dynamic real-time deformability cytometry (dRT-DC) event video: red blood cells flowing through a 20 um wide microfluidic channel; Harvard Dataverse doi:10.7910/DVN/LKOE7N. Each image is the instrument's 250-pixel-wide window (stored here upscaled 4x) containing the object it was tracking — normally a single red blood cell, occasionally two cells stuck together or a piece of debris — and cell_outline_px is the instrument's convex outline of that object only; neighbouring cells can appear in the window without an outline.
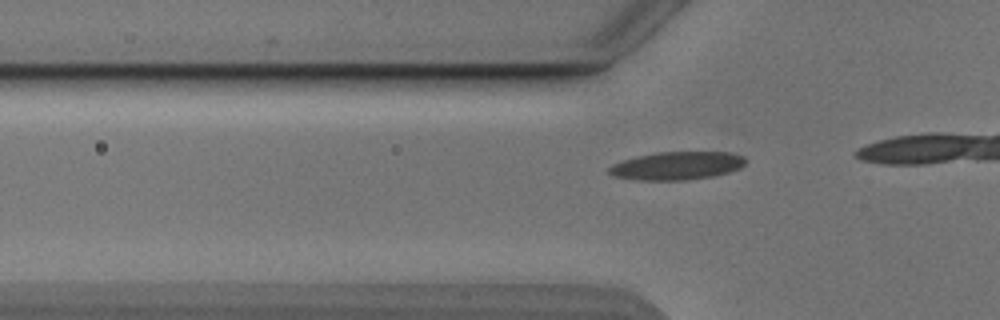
{"species": "Egyptian fruit bat (a non-hibernating species)", "species_latin": "Rousettus aegyptiacus", "temperature_condition": "cold", "stored_images_in_passage": 19, "camera_frame_rate_fps": 3000, "um_per_image_px": 0.085, "animal": {"sex": "male"}, "frame": {"image": 1, "passage_image": 14, "time_ms": 4.333, "image_size_px": [1000, 320], "cell_outline_px": [[748, 160], [740, 168], [728, 172], [712, 176], [684, 180], [640, 180], [612, 176], [608, 172], [608, 168], [612, 164], [624, 160], [656, 152], [728, 152], [744, 156]], "centroid_in_image_um": [57.55, 14.08], "position_along_channel_um": 68.3, "area_um2": 22.25}}
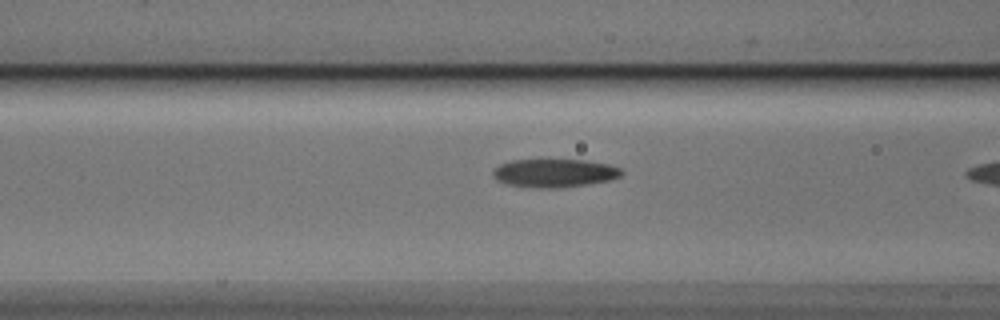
{"frame": {"image": 2, "passage_image": 18, "time_ms": 5.667, "image_size_px": [1000, 320], "cell_outline_px": [[624, 172], [620, 176], [608, 180], [560, 188], [536, 188], [508, 184], [496, 180], [492, 176], [492, 172], [500, 164], [512, 160], [540, 156], [548, 156], [588, 160], [608, 164], [620, 168]], "centroid_in_image_um": [47.08, 14.64], "position_along_channel_um": 119.5, "area_um2": 22.31}}